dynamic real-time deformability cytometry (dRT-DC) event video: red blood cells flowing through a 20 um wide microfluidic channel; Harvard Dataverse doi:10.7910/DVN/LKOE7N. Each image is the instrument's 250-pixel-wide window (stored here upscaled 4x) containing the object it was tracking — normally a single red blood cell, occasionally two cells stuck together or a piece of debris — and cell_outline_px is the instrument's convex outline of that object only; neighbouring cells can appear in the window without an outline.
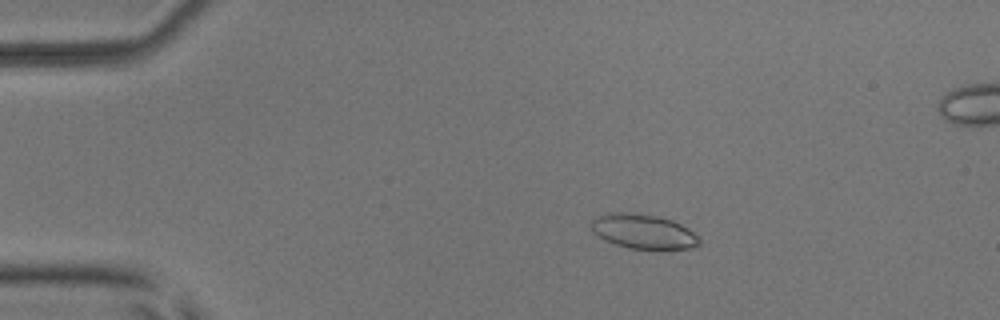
{"species": "common noctule bat (a hibernating species)", "species_latin": "Nyctalus noctula", "temperature_condition": "room temperature", "stored_images_in_passage": 56, "segment_of_instrument_passage": [1, 2], "camera_frame_rate_fps": 3000, "um_per_image_px": 0.085, "animal": {"sex": "male", "body_mass_g": 17.9, "forearm_length_mm": 54.2}, "frame": {"image": 1, "passage_image": 11, "time_ms": 3.333, "image_size_px": [1000, 320], "cell_outline_px": [[700, 244], [692, 248], [628, 248], [604, 240], [592, 232], [592, 220], [608, 212], [640, 212], [672, 220], [688, 228], [700, 236]], "centroid_in_image_um": [54.69, 19.65], "position_along_channel_um": 30.3, "area_um2": 21.73}}
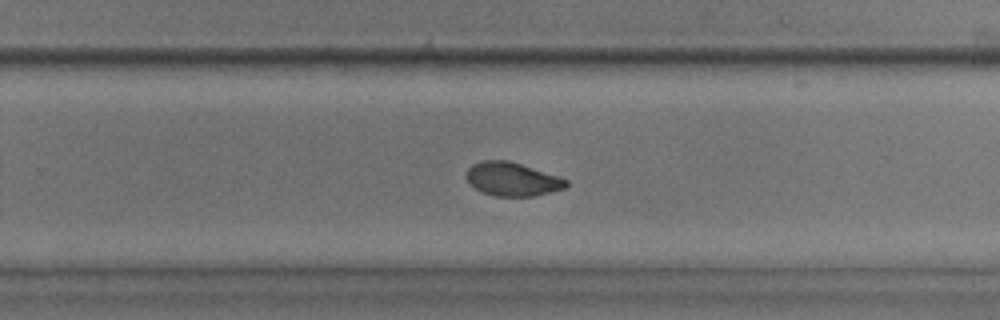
{"frame": {"image": 2, "passage_image": 36, "time_ms": 11.667, "image_size_px": [1000, 320], "cell_outline_px": [[568, 184], [564, 188], [532, 196], [496, 196], [484, 192], [476, 188], [468, 180], [468, 168], [472, 164], [480, 160], [508, 160], [560, 176], [568, 180]], "centroid_in_image_um": [43.57, 15.21], "position_along_channel_um": 286.2, "area_um2": 19.25}}
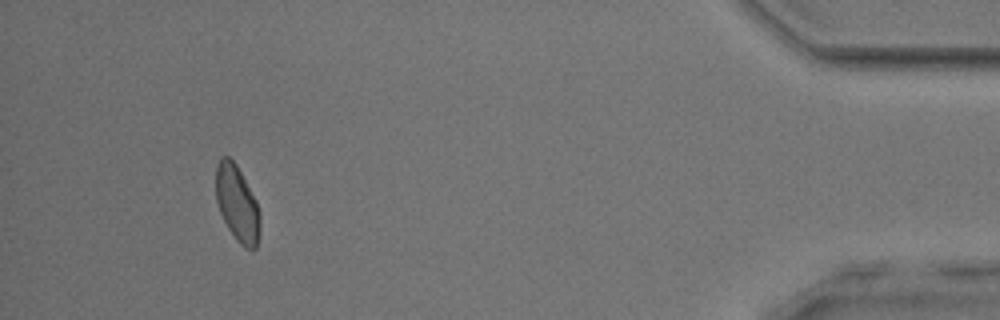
{"frame": {"image": 3, "passage_image": 51, "time_ms": 16.667, "image_size_px": [1000, 320], "cell_outline_px": [[260, 228], [256, 248], [252, 252], [244, 248], [236, 240], [228, 228], [220, 212], [216, 200], [216, 164], [220, 156], [228, 156], [236, 164], [256, 200], [260, 212]], "centroid_in_image_um": [20.16, 17.32], "position_along_channel_um": 415.0, "area_um2": 19.71}}